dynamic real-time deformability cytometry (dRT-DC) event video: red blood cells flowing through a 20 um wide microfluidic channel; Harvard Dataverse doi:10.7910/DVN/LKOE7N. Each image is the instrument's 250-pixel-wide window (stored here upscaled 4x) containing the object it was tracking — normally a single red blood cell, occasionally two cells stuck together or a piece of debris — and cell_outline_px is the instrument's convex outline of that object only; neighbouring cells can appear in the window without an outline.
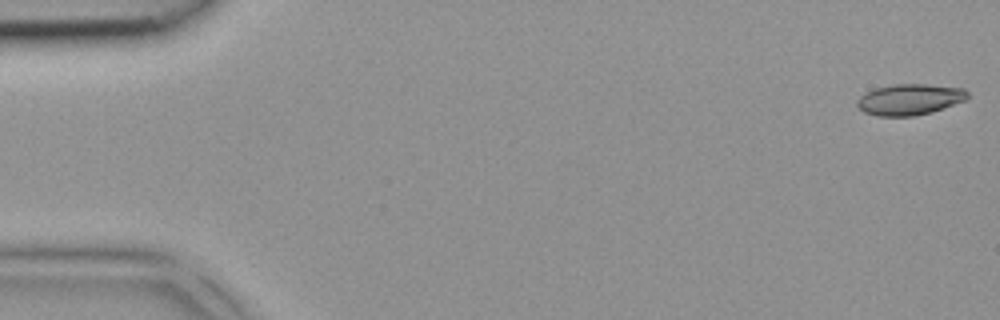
{"species": "common noctule bat (a hibernating species)", "species_latin": "Nyctalus noctula", "temperature_condition": "room temperature", "stored_images_in_passage": 5, "camera_frame_rate_fps": 3000, "um_per_image_px": 0.085, "animal": {"sex": "female", "body_mass_g": 18.4}, "frame": {"image": 1, "passage_image": 5, "time_ms": 1.333, "image_size_px": [1000, 320], "cell_outline_px": [[968, 100], [932, 112], [916, 116], [876, 116], [864, 112], [856, 104], [856, 100], [860, 96], [876, 88], [896, 84], [924, 84], [964, 88], [968, 92]], "centroid_in_image_um": [77.35, 8.46], "position_along_channel_um": 7.6, "area_um2": 20.06}}